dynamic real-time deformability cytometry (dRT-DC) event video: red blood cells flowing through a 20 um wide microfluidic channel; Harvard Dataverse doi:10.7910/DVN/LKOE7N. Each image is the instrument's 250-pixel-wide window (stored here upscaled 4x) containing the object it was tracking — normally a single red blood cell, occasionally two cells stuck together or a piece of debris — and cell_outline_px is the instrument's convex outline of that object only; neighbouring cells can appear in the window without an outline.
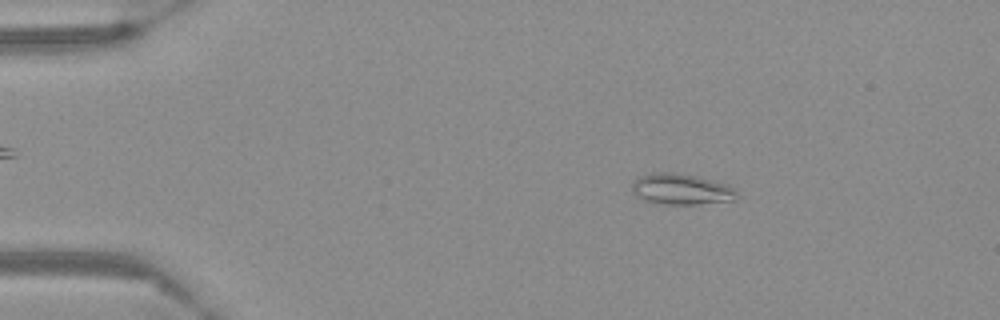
{"species": "Egyptian fruit bat (a non-hibernating species)", "species_latin": "Rousettus aegyptiacus", "temperature_condition": "warm", "stored_images_in_passage": 56, "camera_frame_rate_fps": 3000, "um_per_image_px": 0.085, "frame": {"image": 1, "passage_image": 9, "time_ms": 2.667, "image_size_px": [1000, 320], "cell_outline_px": [[740, 196], [736, 200], [696, 204], [668, 204], [644, 200], [636, 196], [632, 192], [632, 180], [640, 176], [656, 172], [676, 172], [696, 176], [728, 184]], "centroid_in_image_um": [57.91, 16.07], "position_along_channel_um": 27.1, "area_um2": 18.96}}
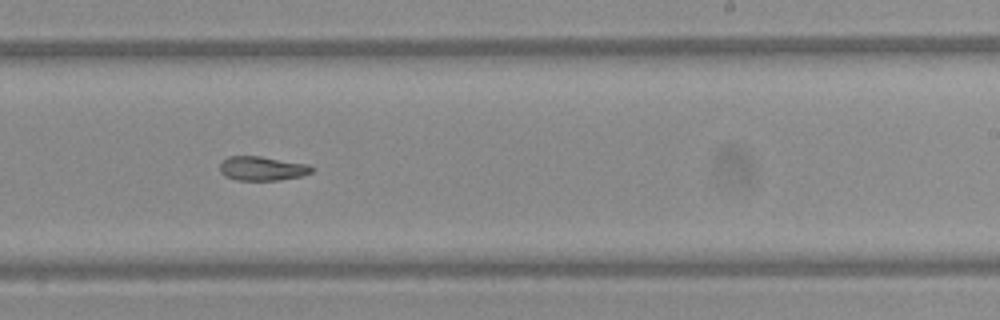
{"frame": {"image": 2, "passage_image": 35, "time_ms": 11.333, "image_size_px": [1000, 320], "cell_outline_px": [[316, 168], [312, 172], [300, 176], [276, 180], [236, 180], [224, 176], [220, 172], [220, 164], [228, 156], [260, 156], [308, 164]], "centroid_in_image_um": [22.29, 14.32], "position_along_channel_um": 266.7, "area_um2": 12.95}}
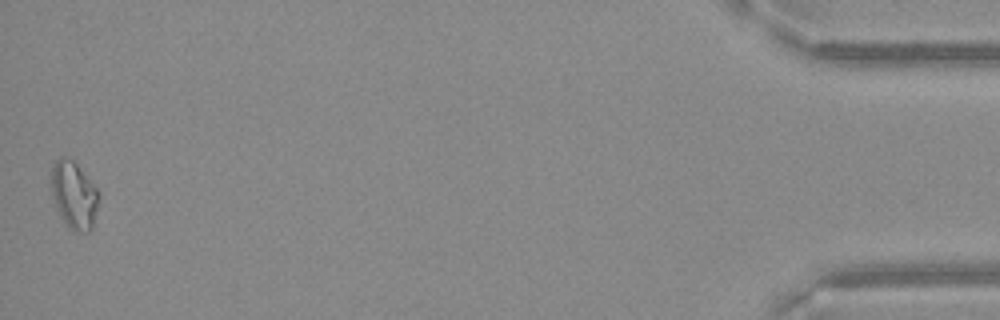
{"frame": {"image": 3, "passage_image": 56, "time_ms": 18.333, "image_size_px": [1000, 320], "cell_outline_px": [[96, 208], [92, 228], [88, 232], [72, 232], [68, 228], [60, 216], [56, 208], [52, 192], [52, 164], [60, 156], [64, 156], [72, 160], [76, 164], [96, 188]], "centroid_in_image_um": [6.24, 16.61], "position_along_channel_um": 429.0, "area_um2": 18.15}}